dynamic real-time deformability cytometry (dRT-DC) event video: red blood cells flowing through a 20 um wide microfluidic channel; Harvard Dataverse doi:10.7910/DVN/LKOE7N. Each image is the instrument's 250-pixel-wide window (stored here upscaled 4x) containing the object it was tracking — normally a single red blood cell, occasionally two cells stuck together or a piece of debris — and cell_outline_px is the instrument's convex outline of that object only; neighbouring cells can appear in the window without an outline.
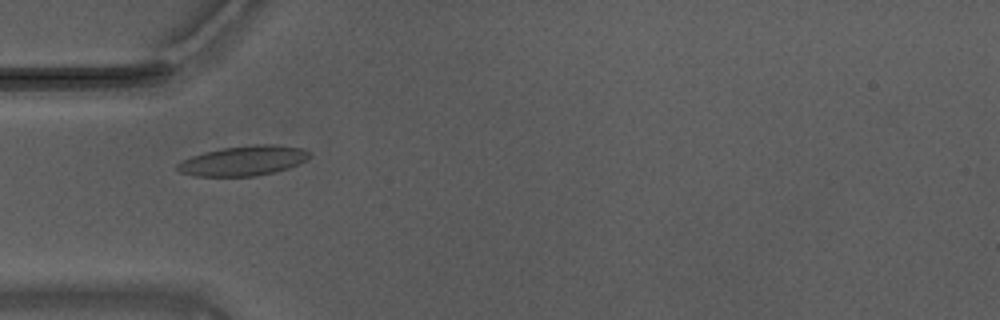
{"species": "Egyptian fruit bat (a non-hibernating species)", "species_latin": "Rousettus aegyptiacus", "temperature_condition": "warm", "stored_images_in_passage": 42, "camera_frame_rate_fps": 3000, "um_per_image_px": 0.085, "animal": {"sex": "male"}, "frame": {"image": 1, "passage_image": 4, "time_ms": 1.0, "image_size_px": [1000, 320], "cell_outline_px": [[312, 156], [308, 160], [288, 168], [276, 172], [256, 176], [196, 176], [180, 172], [176, 168], [176, 164], [192, 156], [204, 152], [224, 148], [252, 144], [276, 144], [304, 148], [312, 152]], "centroid_in_image_um": [20.77, 13.65], "position_along_channel_um": 64.2, "area_um2": 23.24}}
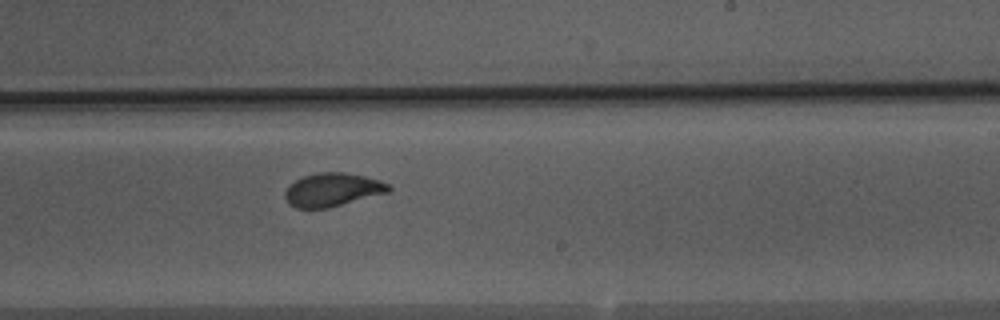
{"frame": {"image": 2, "passage_image": 20, "time_ms": 6.333, "image_size_px": [1000, 320], "cell_outline_px": [[392, 188], [388, 192], [328, 208], [296, 208], [288, 204], [284, 200], [284, 192], [296, 180], [304, 176], [320, 172], [344, 172], [364, 176], [380, 180], [388, 184]], "centroid_in_image_um": [28.24, 16.13], "position_along_channel_um": 260.8, "area_um2": 20.06}}
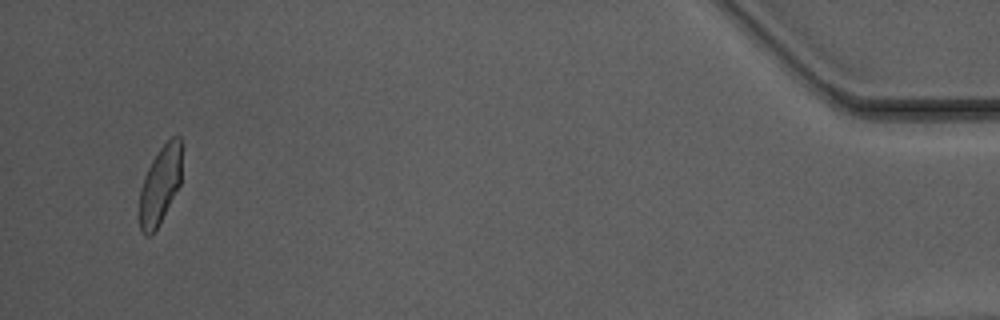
{"frame": {"image": 3, "passage_image": 40, "time_ms": 13.0, "image_size_px": [1000, 320], "cell_outline_px": [[180, 184], [160, 224], [152, 236], [144, 236], [140, 232], [140, 188], [144, 176], [152, 160], [160, 148], [172, 136], [180, 136]], "centroid_in_image_um": [13.58, 15.8], "position_along_channel_um": 421.6, "area_um2": 19.13}, "authors_computed_cell_mechanics": {"area_um2": 20.3167, "velocity_mm_per_s": 3.6898, "shape_relaxation_time_tau1_ms": 4.4005, "shape_relaxation_time_tau2_ms": 0.9344, "deformation_change_tau1": 0.1496, "deformation_change_tau2": 0.0676}}